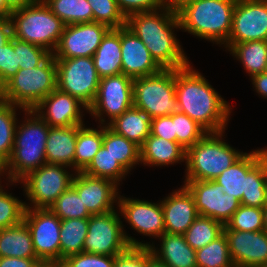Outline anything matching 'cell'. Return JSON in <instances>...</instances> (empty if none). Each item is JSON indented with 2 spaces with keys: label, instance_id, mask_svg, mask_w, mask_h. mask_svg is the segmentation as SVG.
<instances>
[{
  "label": "cell",
  "instance_id": "obj_1",
  "mask_svg": "<svg viewBox=\"0 0 267 267\" xmlns=\"http://www.w3.org/2000/svg\"><path fill=\"white\" fill-rule=\"evenodd\" d=\"M175 94L179 112L185 113L208 133L225 131L231 105L191 64L175 70Z\"/></svg>",
  "mask_w": 267,
  "mask_h": 267
},
{
  "label": "cell",
  "instance_id": "obj_2",
  "mask_svg": "<svg viewBox=\"0 0 267 267\" xmlns=\"http://www.w3.org/2000/svg\"><path fill=\"white\" fill-rule=\"evenodd\" d=\"M126 27L144 43L162 69L179 70L190 64L174 33L181 29L177 12L161 7L132 14L126 18Z\"/></svg>",
  "mask_w": 267,
  "mask_h": 267
},
{
  "label": "cell",
  "instance_id": "obj_3",
  "mask_svg": "<svg viewBox=\"0 0 267 267\" xmlns=\"http://www.w3.org/2000/svg\"><path fill=\"white\" fill-rule=\"evenodd\" d=\"M24 112L25 120L19 125L17 123L13 152L4 166L6 181L11 185L46 164L49 125L34 110Z\"/></svg>",
  "mask_w": 267,
  "mask_h": 267
},
{
  "label": "cell",
  "instance_id": "obj_4",
  "mask_svg": "<svg viewBox=\"0 0 267 267\" xmlns=\"http://www.w3.org/2000/svg\"><path fill=\"white\" fill-rule=\"evenodd\" d=\"M236 1L193 0L185 4L177 11L181 30L224 45L231 33Z\"/></svg>",
  "mask_w": 267,
  "mask_h": 267
},
{
  "label": "cell",
  "instance_id": "obj_5",
  "mask_svg": "<svg viewBox=\"0 0 267 267\" xmlns=\"http://www.w3.org/2000/svg\"><path fill=\"white\" fill-rule=\"evenodd\" d=\"M224 132L207 133L186 150L184 181L214 180L246 153L226 143Z\"/></svg>",
  "mask_w": 267,
  "mask_h": 267
},
{
  "label": "cell",
  "instance_id": "obj_6",
  "mask_svg": "<svg viewBox=\"0 0 267 267\" xmlns=\"http://www.w3.org/2000/svg\"><path fill=\"white\" fill-rule=\"evenodd\" d=\"M10 19L13 37L40 46L51 54L56 50L65 27L43 0L12 11Z\"/></svg>",
  "mask_w": 267,
  "mask_h": 267
},
{
  "label": "cell",
  "instance_id": "obj_7",
  "mask_svg": "<svg viewBox=\"0 0 267 267\" xmlns=\"http://www.w3.org/2000/svg\"><path fill=\"white\" fill-rule=\"evenodd\" d=\"M56 88L57 67L55 58L51 54L40 66L20 69L2 87L1 100L32 110Z\"/></svg>",
  "mask_w": 267,
  "mask_h": 267
},
{
  "label": "cell",
  "instance_id": "obj_8",
  "mask_svg": "<svg viewBox=\"0 0 267 267\" xmlns=\"http://www.w3.org/2000/svg\"><path fill=\"white\" fill-rule=\"evenodd\" d=\"M117 209L88 218V233L83 252L90 254L117 256L129 247H149L150 242H140L128 235Z\"/></svg>",
  "mask_w": 267,
  "mask_h": 267
},
{
  "label": "cell",
  "instance_id": "obj_9",
  "mask_svg": "<svg viewBox=\"0 0 267 267\" xmlns=\"http://www.w3.org/2000/svg\"><path fill=\"white\" fill-rule=\"evenodd\" d=\"M133 105L147 111L152 118L179 111L175 94V69L133 80Z\"/></svg>",
  "mask_w": 267,
  "mask_h": 267
},
{
  "label": "cell",
  "instance_id": "obj_10",
  "mask_svg": "<svg viewBox=\"0 0 267 267\" xmlns=\"http://www.w3.org/2000/svg\"><path fill=\"white\" fill-rule=\"evenodd\" d=\"M67 168L46 163L24 177L19 183L23 184L25 197L31 202H25L26 208L49 209L72 184L75 173L68 172Z\"/></svg>",
  "mask_w": 267,
  "mask_h": 267
},
{
  "label": "cell",
  "instance_id": "obj_11",
  "mask_svg": "<svg viewBox=\"0 0 267 267\" xmlns=\"http://www.w3.org/2000/svg\"><path fill=\"white\" fill-rule=\"evenodd\" d=\"M57 88L82 102L87 109L94 102L100 77L93 57L55 59Z\"/></svg>",
  "mask_w": 267,
  "mask_h": 267
},
{
  "label": "cell",
  "instance_id": "obj_12",
  "mask_svg": "<svg viewBox=\"0 0 267 267\" xmlns=\"http://www.w3.org/2000/svg\"><path fill=\"white\" fill-rule=\"evenodd\" d=\"M133 80L124 74L100 78L96 98L87 112L101 125H108V121L121 116L133 106ZM103 116L109 120L106 122Z\"/></svg>",
  "mask_w": 267,
  "mask_h": 267
},
{
  "label": "cell",
  "instance_id": "obj_13",
  "mask_svg": "<svg viewBox=\"0 0 267 267\" xmlns=\"http://www.w3.org/2000/svg\"><path fill=\"white\" fill-rule=\"evenodd\" d=\"M23 221L30 230L36 256L60 262L61 219L50 209L26 208Z\"/></svg>",
  "mask_w": 267,
  "mask_h": 267
},
{
  "label": "cell",
  "instance_id": "obj_14",
  "mask_svg": "<svg viewBox=\"0 0 267 267\" xmlns=\"http://www.w3.org/2000/svg\"><path fill=\"white\" fill-rule=\"evenodd\" d=\"M267 41V0H237L232 29L224 45Z\"/></svg>",
  "mask_w": 267,
  "mask_h": 267
},
{
  "label": "cell",
  "instance_id": "obj_15",
  "mask_svg": "<svg viewBox=\"0 0 267 267\" xmlns=\"http://www.w3.org/2000/svg\"><path fill=\"white\" fill-rule=\"evenodd\" d=\"M192 194L200 216L210 217L224 226L239 208L240 201L223 192V186L215 180L184 181Z\"/></svg>",
  "mask_w": 267,
  "mask_h": 267
},
{
  "label": "cell",
  "instance_id": "obj_16",
  "mask_svg": "<svg viewBox=\"0 0 267 267\" xmlns=\"http://www.w3.org/2000/svg\"><path fill=\"white\" fill-rule=\"evenodd\" d=\"M110 28L98 22L65 25L55 59L93 57Z\"/></svg>",
  "mask_w": 267,
  "mask_h": 267
},
{
  "label": "cell",
  "instance_id": "obj_17",
  "mask_svg": "<svg viewBox=\"0 0 267 267\" xmlns=\"http://www.w3.org/2000/svg\"><path fill=\"white\" fill-rule=\"evenodd\" d=\"M71 186L78 192L91 215L115 210L114 205L118 204L119 186L112 180L75 172Z\"/></svg>",
  "mask_w": 267,
  "mask_h": 267
},
{
  "label": "cell",
  "instance_id": "obj_18",
  "mask_svg": "<svg viewBox=\"0 0 267 267\" xmlns=\"http://www.w3.org/2000/svg\"><path fill=\"white\" fill-rule=\"evenodd\" d=\"M117 206L121 217L123 216L136 232L155 239L165 233L161 201L152 203L119 195Z\"/></svg>",
  "mask_w": 267,
  "mask_h": 267
},
{
  "label": "cell",
  "instance_id": "obj_19",
  "mask_svg": "<svg viewBox=\"0 0 267 267\" xmlns=\"http://www.w3.org/2000/svg\"><path fill=\"white\" fill-rule=\"evenodd\" d=\"M81 108L88 111L77 98L56 88L32 110L50 127H67L84 125Z\"/></svg>",
  "mask_w": 267,
  "mask_h": 267
},
{
  "label": "cell",
  "instance_id": "obj_20",
  "mask_svg": "<svg viewBox=\"0 0 267 267\" xmlns=\"http://www.w3.org/2000/svg\"><path fill=\"white\" fill-rule=\"evenodd\" d=\"M235 267H260L267 265V233L223 230Z\"/></svg>",
  "mask_w": 267,
  "mask_h": 267
},
{
  "label": "cell",
  "instance_id": "obj_21",
  "mask_svg": "<svg viewBox=\"0 0 267 267\" xmlns=\"http://www.w3.org/2000/svg\"><path fill=\"white\" fill-rule=\"evenodd\" d=\"M122 74L133 79L159 73L162 68L144 43L126 26L121 27Z\"/></svg>",
  "mask_w": 267,
  "mask_h": 267
},
{
  "label": "cell",
  "instance_id": "obj_22",
  "mask_svg": "<svg viewBox=\"0 0 267 267\" xmlns=\"http://www.w3.org/2000/svg\"><path fill=\"white\" fill-rule=\"evenodd\" d=\"M165 232L184 234L199 216L194 198L183 185L161 200Z\"/></svg>",
  "mask_w": 267,
  "mask_h": 267
},
{
  "label": "cell",
  "instance_id": "obj_23",
  "mask_svg": "<svg viewBox=\"0 0 267 267\" xmlns=\"http://www.w3.org/2000/svg\"><path fill=\"white\" fill-rule=\"evenodd\" d=\"M267 155V147L245 153L214 180L223 186V192L240 202L246 194L247 174Z\"/></svg>",
  "mask_w": 267,
  "mask_h": 267
},
{
  "label": "cell",
  "instance_id": "obj_24",
  "mask_svg": "<svg viewBox=\"0 0 267 267\" xmlns=\"http://www.w3.org/2000/svg\"><path fill=\"white\" fill-rule=\"evenodd\" d=\"M158 239L161 242L159 248L155 247L153 242L149 246L157 260L167 267H197L196 251L187 244L183 234L165 232Z\"/></svg>",
  "mask_w": 267,
  "mask_h": 267
},
{
  "label": "cell",
  "instance_id": "obj_25",
  "mask_svg": "<svg viewBox=\"0 0 267 267\" xmlns=\"http://www.w3.org/2000/svg\"><path fill=\"white\" fill-rule=\"evenodd\" d=\"M77 140V125L50 127L46 142V163L71 167L74 171V155Z\"/></svg>",
  "mask_w": 267,
  "mask_h": 267
},
{
  "label": "cell",
  "instance_id": "obj_26",
  "mask_svg": "<svg viewBox=\"0 0 267 267\" xmlns=\"http://www.w3.org/2000/svg\"><path fill=\"white\" fill-rule=\"evenodd\" d=\"M186 150L176 141L165 140L150 134L140 147L141 164L167 166L184 162Z\"/></svg>",
  "mask_w": 267,
  "mask_h": 267
},
{
  "label": "cell",
  "instance_id": "obj_27",
  "mask_svg": "<svg viewBox=\"0 0 267 267\" xmlns=\"http://www.w3.org/2000/svg\"><path fill=\"white\" fill-rule=\"evenodd\" d=\"M151 115L136 106L127 109L107 125L116 134L124 136L139 147L150 135Z\"/></svg>",
  "mask_w": 267,
  "mask_h": 267
},
{
  "label": "cell",
  "instance_id": "obj_28",
  "mask_svg": "<svg viewBox=\"0 0 267 267\" xmlns=\"http://www.w3.org/2000/svg\"><path fill=\"white\" fill-rule=\"evenodd\" d=\"M93 60L100 78L122 74L121 28L107 32Z\"/></svg>",
  "mask_w": 267,
  "mask_h": 267
},
{
  "label": "cell",
  "instance_id": "obj_29",
  "mask_svg": "<svg viewBox=\"0 0 267 267\" xmlns=\"http://www.w3.org/2000/svg\"><path fill=\"white\" fill-rule=\"evenodd\" d=\"M0 257L38 258L26 223L0 229Z\"/></svg>",
  "mask_w": 267,
  "mask_h": 267
},
{
  "label": "cell",
  "instance_id": "obj_30",
  "mask_svg": "<svg viewBox=\"0 0 267 267\" xmlns=\"http://www.w3.org/2000/svg\"><path fill=\"white\" fill-rule=\"evenodd\" d=\"M223 47L242 63L250 78L266 72L267 41L242 42L235 45H224Z\"/></svg>",
  "mask_w": 267,
  "mask_h": 267
},
{
  "label": "cell",
  "instance_id": "obj_31",
  "mask_svg": "<svg viewBox=\"0 0 267 267\" xmlns=\"http://www.w3.org/2000/svg\"><path fill=\"white\" fill-rule=\"evenodd\" d=\"M98 128L77 125L74 172H82L103 145V125Z\"/></svg>",
  "mask_w": 267,
  "mask_h": 267
},
{
  "label": "cell",
  "instance_id": "obj_32",
  "mask_svg": "<svg viewBox=\"0 0 267 267\" xmlns=\"http://www.w3.org/2000/svg\"><path fill=\"white\" fill-rule=\"evenodd\" d=\"M103 145L128 173L131 168L141 163L140 147L124 136L116 134L107 125H103Z\"/></svg>",
  "mask_w": 267,
  "mask_h": 267
},
{
  "label": "cell",
  "instance_id": "obj_33",
  "mask_svg": "<svg viewBox=\"0 0 267 267\" xmlns=\"http://www.w3.org/2000/svg\"><path fill=\"white\" fill-rule=\"evenodd\" d=\"M88 233V218L61 220L60 227V262L66 257L83 252Z\"/></svg>",
  "mask_w": 267,
  "mask_h": 267
},
{
  "label": "cell",
  "instance_id": "obj_34",
  "mask_svg": "<svg viewBox=\"0 0 267 267\" xmlns=\"http://www.w3.org/2000/svg\"><path fill=\"white\" fill-rule=\"evenodd\" d=\"M267 203V155L247 174L241 205L264 208Z\"/></svg>",
  "mask_w": 267,
  "mask_h": 267
},
{
  "label": "cell",
  "instance_id": "obj_35",
  "mask_svg": "<svg viewBox=\"0 0 267 267\" xmlns=\"http://www.w3.org/2000/svg\"><path fill=\"white\" fill-rule=\"evenodd\" d=\"M65 25L93 22V12L87 0H43Z\"/></svg>",
  "mask_w": 267,
  "mask_h": 267
},
{
  "label": "cell",
  "instance_id": "obj_36",
  "mask_svg": "<svg viewBox=\"0 0 267 267\" xmlns=\"http://www.w3.org/2000/svg\"><path fill=\"white\" fill-rule=\"evenodd\" d=\"M16 108L26 110L0 100V164L3 167L9 161L14 148L15 129L18 123Z\"/></svg>",
  "mask_w": 267,
  "mask_h": 267
},
{
  "label": "cell",
  "instance_id": "obj_37",
  "mask_svg": "<svg viewBox=\"0 0 267 267\" xmlns=\"http://www.w3.org/2000/svg\"><path fill=\"white\" fill-rule=\"evenodd\" d=\"M82 172L89 176L112 180L119 186L120 181L122 182V179H125L128 174L104 145L101 146L91 163Z\"/></svg>",
  "mask_w": 267,
  "mask_h": 267
},
{
  "label": "cell",
  "instance_id": "obj_38",
  "mask_svg": "<svg viewBox=\"0 0 267 267\" xmlns=\"http://www.w3.org/2000/svg\"><path fill=\"white\" fill-rule=\"evenodd\" d=\"M224 225L210 217L198 216L183 234L195 251L208 245L223 233Z\"/></svg>",
  "mask_w": 267,
  "mask_h": 267
},
{
  "label": "cell",
  "instance_id": "obj_39",
  "mask_svg": "<svg viewBox=\"0 0 267 267\" xmlns=\"http://www.w3.org/2000/svg\"><path fill=\"white\" fill-rule=\"evenodd\" d=\"M196 263L197 267H235L224 232L208 245L196 250Z\"/></svg>",
  "mask_w": 267,
  "mask_h": 267
},
{
  "label": "cell",
  "instance_id": "obj_40",
  "mask_svg": "<svg viewBox=\"0 0 267 267\" xmlns=\"http://www.w3.org/2000/svg\"><path fill=\"white\" fill-rule=\"evenodd\" d=\"M49 209L61 220L91 216L78 192L72 186L64 191Z\"/></svg>",
  "mask_w": 267,
  "mask_h": 267
},
{
  "label": "cell",
  "instance_id": "obj_41",
  "mask_svg": "<svg viewBox=\"0 0 267 267\" xmlns=\"http://www.w3.org/2000/svg\"><path fill=\"white\" fill-rule=\"evenodd\" d=\"M223 230L257 232L264 230L263 208L240 205Z\"/></svg>",
  "mask_w": 267,
  "mask_h": 267
},
{
  "label": "cell",
  "instance_id": "obj_42",
  "mask_svg": "<svg viewBox=\"0 0 267 267\" xmlns=\"http://www.w3.org/2000/svg\"><path fill=\"white\" fill-rule=\"evenodd\" d=\"M207 133L202 126L185 113L179 111L174 113V134H176V142L185 150L196 144Z\"/></svg>",
  "mask_w": 267,
  "mask_h": 267
},
{
  "label": "cell",
  "instance_id": "obj_43",
  "mask_svg": "<svg viewBox=\"0 0 267 267\" xmlns=\"http://www.w3.org/2000/svg\"><path fill=\"white\" fill-rule=\"evenodd\" d=\"M93 12V22L118 29L126 26V18L120 12L116 0H87Z\"/></svg>",
  "mask_w": 267,
  "mask_h": 267
},
{
  "label": "cell",
  "instance_id": "obj_44",
  "mask_svg": "<svg viewBox=\"0 0 267 267\" xmlns=\"http://www.w3.org/2000/svg\"><path fill=\"white\" fill-rule=\"evenodd\" d=\"M25 201L14 197L0 185V229L15 226L24 219Z\"/></svg>",
  "mask_w": 267,
  "mask_h": 267
},
{
  "label": "cell",
  "instance_id": "obj_45",
  "mask_svg": "<svg viewBox=\"0 0 267 267\" xmlns=\"http://www.w3.org/2000/svg\"><path fill=\"white\" fill-rule=\"evenodd\" d=\"M13 49L17 52L20 69L40 66L51 55L48 50L15 37H13Z\"/></svg>",
  "mask_w": 267,
  "mask_h": 267
},
{
  "label": "cell",
  "instance_id": "obj_46",
  "mask_svg": "<svg viewBox=\"0 0 267 267\" xmlns=\"http://www.w3.org/2000/svg\"><path fill=\"white\" fill-rule=\"evenodd\" d=\"M115 256L81 252L70 255L62 261L63 267H113Z\"/></svg>",
  "mask_w": 267,
  "mask_h": 267
},
{
  "label": "cell",
  "instance_id": "obj_47",
  "mask_svg": "<svg viewBox=\"0 0 267 267\" xmlns=\"http://www.w3.org/2000/svg\"><path fill=\"white\" fill-rule=\"evenodd\" d=\"M20 70L17 52L13 49V37L0 49V86L3 87Z\"/></svg>",
  "mask_w": 267,
  "mask_h": 267
},
{
  "label": "cell",
  "instance_id": "obj_48",
  "mask_svg": "<svg viewBox=\"0 0 267 267\" xmlns=\"http://www.w3.org/2000/svg\"><path fill=\"white\" fill-rule=\"evenodd\" d=\"M113 267H148V247H129L115 256Z\"/></svg>",
  "mask_w": 267,
  "mask_h": 267
},
{
  "label": "cell",
  "instance_id": "obj_49",
  "mask_svg": "<svg viewBox=\"0 0 267 267\" xmlns=\"http://www.w3.org/2000/svg\"><path fill=\"white\" fill-rule=\"evenodd\" d=\"M116 3L125 18L132 14L153 11L163 7L161 0H116Z\"/></svg>",
  "mask_w": 267,
  "mask_h": 267
},
{
  "label": "cell",
  "instance_id": "obj_50",
  "mask_svg": "<svg viewBox=\"0 0 267 267\" xmlns=\"http://www.w3.org/2000/svg\"><path fill=\"white\" fill-rule=\"evenodd\" d=\"M150 134L164 138L165 140L176 141V134H174V114L153 118Z\"/></svg>",
  "mask_w": 267,
  "mask_h": 267
},
{
  "label": "cell",
  "instance_id": "obj_51",
  "mask_svg": "<svg viewBox=\"0 0 267 267\" xmlns=\"http://www.w3.org/2000/svg\"><path fill=\"white\" fill-rule=\"evenodd\" d=\"M39 258L0 257V267H33Z\"/></svg>",
  "mask_w": 267,
  "mask_h": 267
},
{
  "label": "cell",
  "instance_id": "obj_52",
  "mask_svg": "<svg viewBox=\"0 0 267 267\" xmlns=\"http://www.w3.org/2000/svg\"><path fill=\"white\" fill-rule=\"evenodd\" d=\"M13 37V29L10 17H0V49L7 45Z\"/></svg>",
  "mask_w": 267,
  "mask_h": 267
},
{
  "label": "cell",
  "instance_id": "obj_53",
  "mask_svg": "<svg viewBox=\"0 0 267 267\" xmlns=\"http://www.w3.org/2000/svg\"><path fill=\"white\" fill-rule=\"evenodd\" d=\"M251 82L255 92L259 96L267 99V73L257 74L251 77Z\"/></svg>",
  "mask_w": 267,
  "mask_h": 267
},
{
  "label": "cell",
  "instance_id": "obj_54",
  "mask_svg": "<svg viewBox=\"0 0 267 267\" xmlns=\"http://www.w3.org/2000/svg\"><path fill=\"white\" fill-rule=\"evenodd\" d=\"M193 0H161L162 6L172 11H179L185 4Z\"/></svg>",
  "mask_w": 267,
  "mask_h": 267
},
{
  "label": "cell",
  "instance_id": "obj_55",
  "mask_svg": "<svg viewBox=\"0 0 267 267\" xmlns=\"http://www.w3.org/2000/svg\"><path fill=\"white\" fill-rule=\"evenodd\" d=\"M6 5L12 10L21 9L23 7H26L37 0H4Z\"/></svg>",
  "mask_w": 267,
  "mask_h": 267
},
{
  "label": "cell",
  "instance_id": "obj_56",
  "mask_svg": "<svg viewBox=\"0 0 267 267\" xmlns=\"http://www.w3.org/2000/svg\"><path fill=\"white\" fill-rule=\"evenodd\" d=\"M33 267H63L62 262L56 260H39Z\"/></svg>",
  "mask_w": 267,
  "mask_h": 267
},
{
  "label": "cell",
  "instance_id": "obj_57",
  "mask_svg": "<svg viewBox=\"0 0 267 267\" xmlns=\"http://www.w3.org/2000/svg\"><path fill=\"white\" fill-rule=\"evenodd\" d=\"M148 267H167L164 263L157 260L148 247Z\"/></svg>",
  "mask_w": 267,
  "mask_h": 267
},
{
  "label": "cell",
  "instance_id": "obj_58",
  "mask_svg": "<svg viewBox=\"0 0 267 267\" xmlns=\"http://www.w3.org/2000/svg\"><path fill=\"white\" fill-rule=\"evenodd\" d=\"M12 10L6 5L4 0H0V17H10Z\"/></svg>",
  "mask_w": 267,
  "mask_h": 267
},
{
  "label": "cell",
  "instance_id": "obj_59",
  "mask_svg": "<svg viewBox=\"0 0 267 267\" xmlns=\"http://www.w3.org/2000/svg\"><path fill=\"white\" fill-rule=\"evenodd\" d=\"M263 223H264V231L267 233V203L263 208Z\"/></svg>",
  "mask_w": 267,
  "mask_h": 267
},
{
  "label": "cell",
  "instance_id": "obj_60",
  "mask_svg": "<svg viewBox=\"0 0 267 267\" xmlns=\"http://www.w3.org/2000/svg\"><path fill=\"white\" fill-rule=\"evenodd\" d=\"M3 174H4V167L0 164V185L2 184L1 182V176H3Z\"/></svg>",
  "mask_w": 267,
  "mask_h": 267
},
{
  "label": "cell",
  "instance_id": "obj_61",
  "mask_svg": "<svg viewBox=\"0 0 267 267\" xmlns=\"http://www.w3.org/2000/svg\"><path fill=\"white\" fill-rule=\"evenodd\" d=\"M1 96H2V87L0 86V100H1Z\"/></svg>",
  "mask_w": 267,
  "mask_h": 267
}]
</instances>
